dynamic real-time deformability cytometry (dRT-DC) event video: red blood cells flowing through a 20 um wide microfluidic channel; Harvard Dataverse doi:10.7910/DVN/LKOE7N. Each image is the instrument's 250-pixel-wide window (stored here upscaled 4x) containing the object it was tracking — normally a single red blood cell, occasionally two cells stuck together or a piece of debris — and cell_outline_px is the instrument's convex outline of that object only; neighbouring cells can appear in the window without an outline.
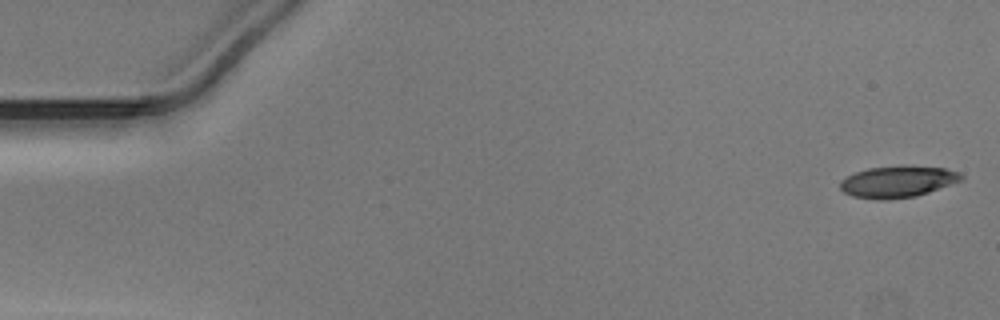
{"species": "Egyptian fruit bat (a non-hibernating species)", "species_latin": "Rousettus aegyptiacus", "temperature_condition": "warm", "stored_images_in_passage": 50, "camera_frame_rate_fps": 3000, "um_per_image_px": 0.085, "animal": {"sex": "male"}, "frame": {"image": 1, "passage_image": 1, "time_ms": 0.0, "image_size_px": [1000, 320], "cell_outline_px": [[964, 180], [916, 196], [884, 200], [852, 196], [844, 192], [840, 188], [840, 180], [856, 172], [868, 168], [904, 164], [944, 168], [960, 172], [964, 176]], "centroid_in_image_um": [76.34, 15.42], "position_along_channel_um": 8.7, "area_um2": 22.54}}
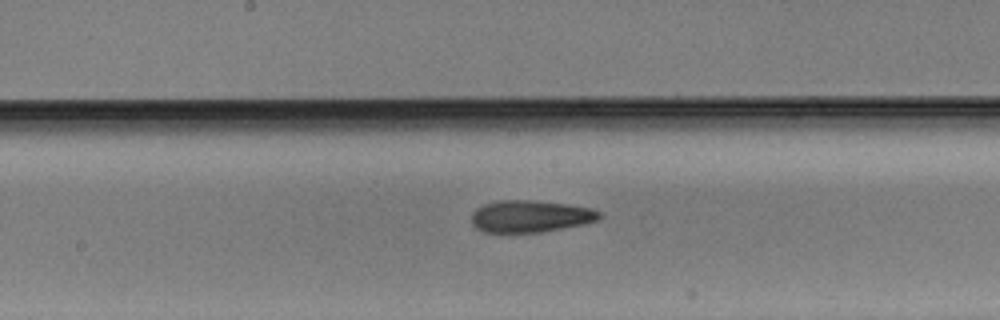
{"frame": {"image": 2, "passage_image": 26, "time_ms": 8.333, "image_size_px": [1000, 320], "cell_outline_px": [[604, 216], [600, 220], [584, 224], [544, 232], [484, 232], [476, 228], [472, 224], [472, 212], [476, 208], [484, 204], [500, 200], [532, 200], [568, 204], [592, 208], [600, 212]], "centroid_in_image_um": [45.12, 18.38], "position_along_channel_um": 203.1, "area_um2": 24.1}}
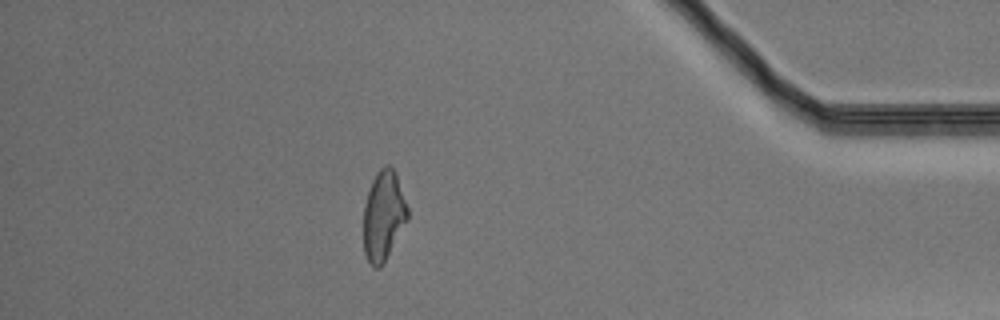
{"frame": {"image": 3, "passage_image": 44, "time_ms": 14.333, "image_size_px": [1000, 320], "cell_outline_px": [[408, 220], [380, 268], [372, 268], [364, 252], [364, 204], [372, 180], [376, 172], [380, 168], [388, 164], [396, 172], [408, 208]], "centroid_in_image_um": [32.6, 18.32], "position_along_channel_um": 402.6, "area_um2": 23.0}}